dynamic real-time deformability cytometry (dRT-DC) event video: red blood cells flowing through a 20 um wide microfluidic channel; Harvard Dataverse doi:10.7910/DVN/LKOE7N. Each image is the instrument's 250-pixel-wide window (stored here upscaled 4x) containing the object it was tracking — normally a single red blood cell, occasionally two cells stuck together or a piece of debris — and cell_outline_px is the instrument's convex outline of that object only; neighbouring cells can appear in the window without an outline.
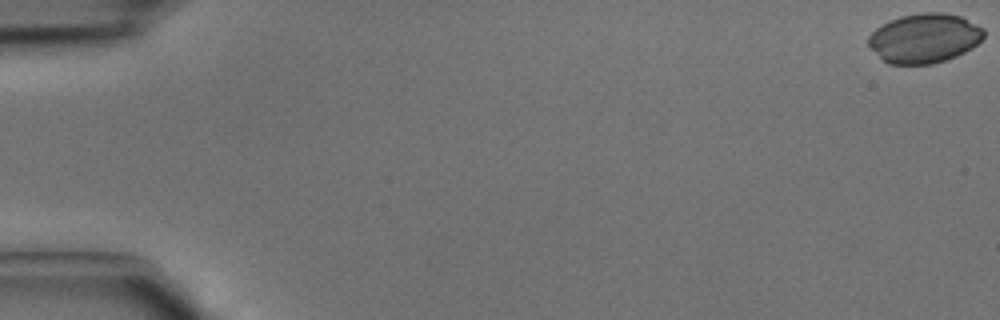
{"species": "common noctule bat (a hibernating species)", "species_latin": "Nyctalus noctula", "temperature_condition": "cold", "stored_images_in_passage": 5, "camera_frame_rate_fps": 3000, "um_per_image_px": 0.085, "animal": {"sex": "male", "body_mass_g": 15.6}, "frame": {"image": 1, "passage_image": 1, "time_ms": 0.0, "image_size_px": [1000, 320], "cell_outline_px": [[984, 36], [972, 48], [956, 56], [932, 64], [888, 64], [880, 60], [868, 44], [868, 36], [876, 28], [900, 16], [924, 12], [944, 12], [960, 16], [984, 28]], "centroid_in_image_um": [78.56, 3.25], "position_along_channel_um": 6.4, "area_um2": 33.23}}